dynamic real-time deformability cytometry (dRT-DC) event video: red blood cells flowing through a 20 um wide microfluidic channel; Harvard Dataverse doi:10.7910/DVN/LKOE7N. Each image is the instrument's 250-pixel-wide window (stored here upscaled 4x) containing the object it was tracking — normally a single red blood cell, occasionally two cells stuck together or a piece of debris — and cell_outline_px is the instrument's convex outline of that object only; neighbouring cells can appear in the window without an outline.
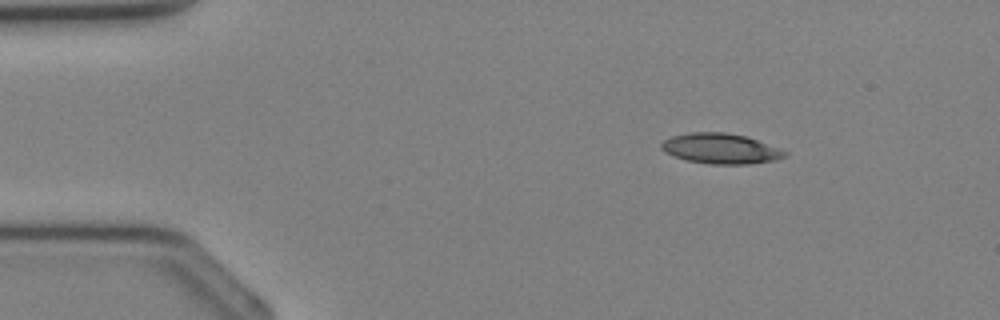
{"species": "Egyptian fruit bat (a non-hibernating species)", "species_latin": "Rousettus aegyptiacus", "temperature_condition": "cold", "stored_images_in_passage": 32, "camera_frame_rate_fps": 3000, "um_per_image_px": 0.085, "animal": {"sex": "female"}, "frame": {"image": 1, "passage_image": 2, "time_ms": 0.333, "image_size_px": [1000, 320], "cell_outline_px": [[788, 156], [776, 160], [748, 164], [712, 164], [688, 160], [672, 156], [664, 152], [660, 148], [660, 144], [664, 140], [672, 136], [692, 132], [724, 132], [744, 136], [756, 140], [788, 152]], "centroid_in_image_um": [61.23, 12.63], "position_along_channel_um": 23.8, "area_um2": 21.68}}
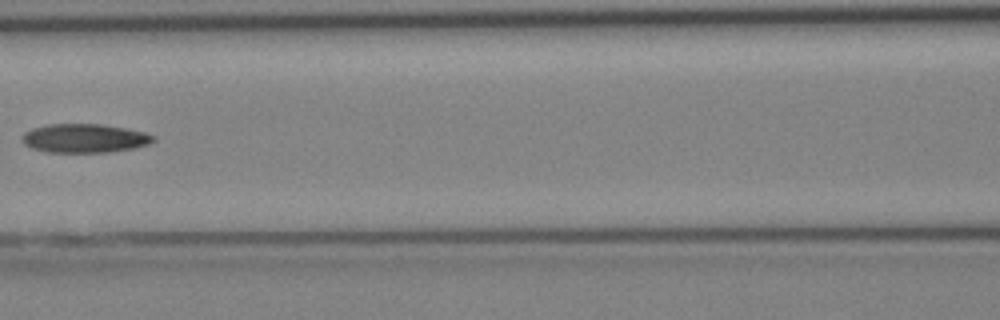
{"frame": {"image": 2, "passage_image": 13, "time_ms": 4.0, "image_size_px": [1000, 320], "cell_outline_px": [[156, 140], [148, 144], [132, 148], [108, 152], [48, 152], [32, 148], [24, 144], [20, 136], [24, 132], [32, 128], [48, 124], [100, 124], [124, 128], [144, 132], [156, 136]], "centroid_in_image_um": [7.16, 11.75], "position_along_channel_um": 159.4, "area_um2": 22.02}}
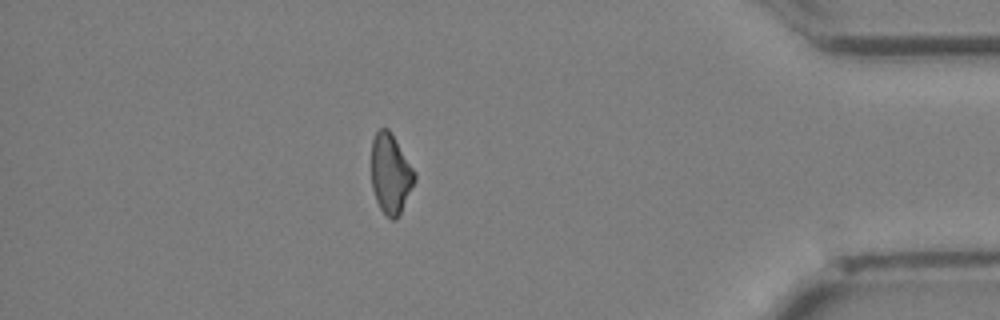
{"frame": {"image": 3, "passage_image": 28, "time_ms": 9.0, "image_size_px": [1000, 320], "cell_outline_px": [[416, 180], [396, 220], [392, 220], [384, 216], [376, 200], [372, 188], [372, 140], [376, 132], [380, 128], [388, 128], [416, 172]], "centroid_in_image_um": [33.2, 14.79], "position_along_channel_um": 402.0, "area_um2": 20.06}}